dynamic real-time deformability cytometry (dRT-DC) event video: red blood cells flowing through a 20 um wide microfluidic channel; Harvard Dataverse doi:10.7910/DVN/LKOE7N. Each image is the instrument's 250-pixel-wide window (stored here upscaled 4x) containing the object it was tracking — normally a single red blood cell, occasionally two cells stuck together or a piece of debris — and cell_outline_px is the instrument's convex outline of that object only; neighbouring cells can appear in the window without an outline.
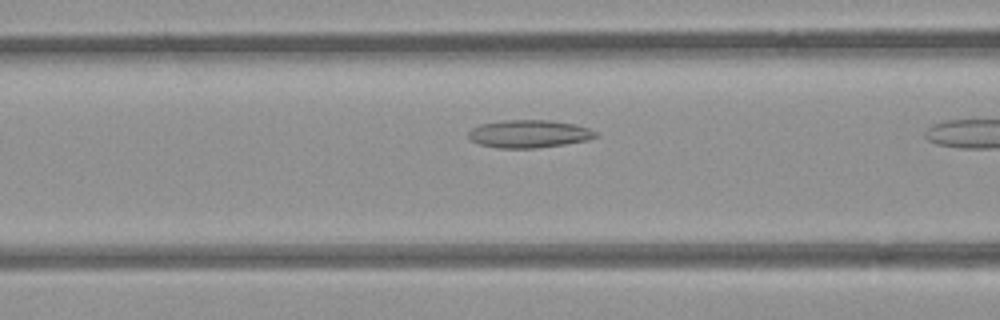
{"species": "common noctule bat (a hibernating species)", "species_latin": "Nyctalus noctula", "temperature_condition": "room temperature", "stored_images_in_passage": 10, "camera_frame_rate_fps": 3000, "um_per_image_px": 0.085, "animal": {"sex": "female", "body_mass_g": 21.9}, "frame": {"image": 1, "passage_image": 9, "time_ms": 2.667, "image_size_px": [1000, 320], "cell_outline_px": [[600, 136], [588, 140], [564, 144], [536, 148], [496, 148], [480, 144], [472, 140], [468, 136], [468, 132], [472, 128], [480, 124], [504, 120], [548, 120], [576, 124], [588, 128], [596, 132]], "centroid_in_image_um": [44.98, 11.37], "position_along_channel_um": 121.6, "area_um2": 20.63}}